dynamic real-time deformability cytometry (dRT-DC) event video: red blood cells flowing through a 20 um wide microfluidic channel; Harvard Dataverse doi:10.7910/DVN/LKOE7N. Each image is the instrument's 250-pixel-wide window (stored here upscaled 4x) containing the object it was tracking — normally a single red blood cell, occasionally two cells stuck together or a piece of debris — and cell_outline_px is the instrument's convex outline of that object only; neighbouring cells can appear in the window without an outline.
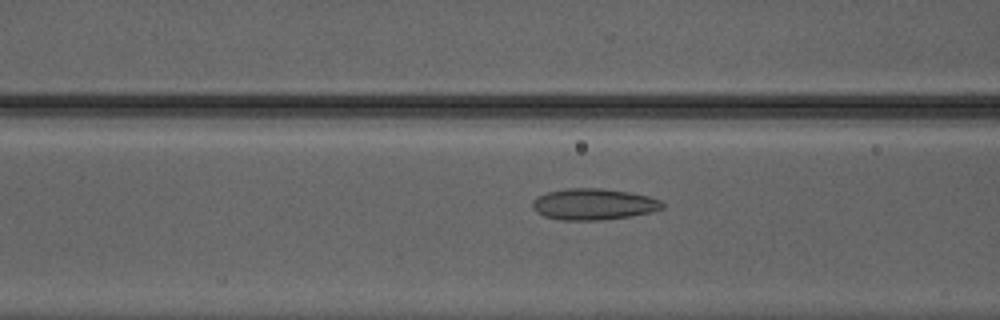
{"species": "Egyptian fruit bat (a non-hibernating species)", "species_latin": "Rousettus aegyptiacus", "temperature_condition": "warm", "stored_images_in_passage": 40, "camera_frame_rate_fps": 3000, "um_per_image_px": 0.085, "animal": {"sex": "male"}, "frame": {"image": 1, "passage_image": 11, "time_ms": 3.333, "image_size_px": [1000, 320], "cell_outline_px": [[664, 208], [652, 212], [632, 216], [600, 220], [560, 220], [544, 216], [536, 212], [532, 208], [532, 200], [536, 196], [548, 192], [568, 188], [604, 188], [628, 192], [648, 196], [660, 200], [664, 204]], "centroid_in_image_um": [50.44, 17.36], "position_along_channel_um": 116.2, "area_um2": 23.87}}
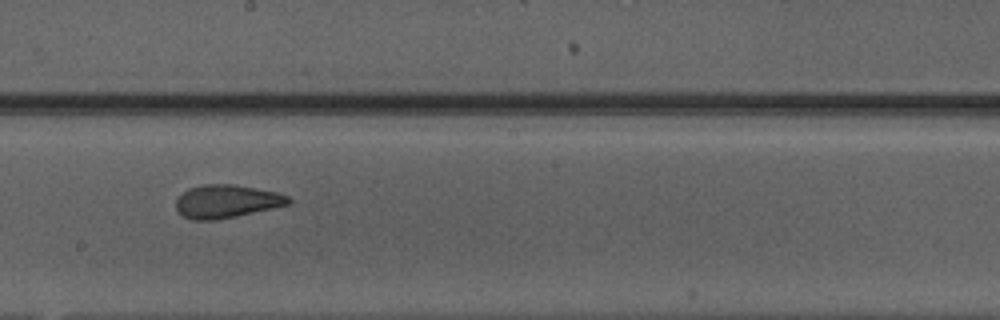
{"frame": {"image": 2, "passage_image": 19, "time_ms": 6.0, "image_size_px": [1000, 320], "cell_outline_px": [[292, 204], [236, 216], [216, 220], [192, 220], [184, 216], [176, 208], [176, 200], [184, 192], [192, 188], [204, 184], [232, 184], [276, 192], [288, 196], [292, 200]], "centroid_in_image_um": [19.29, 17.12], "position_along_channel_um": 228.9, "area_um2": 21.5}}
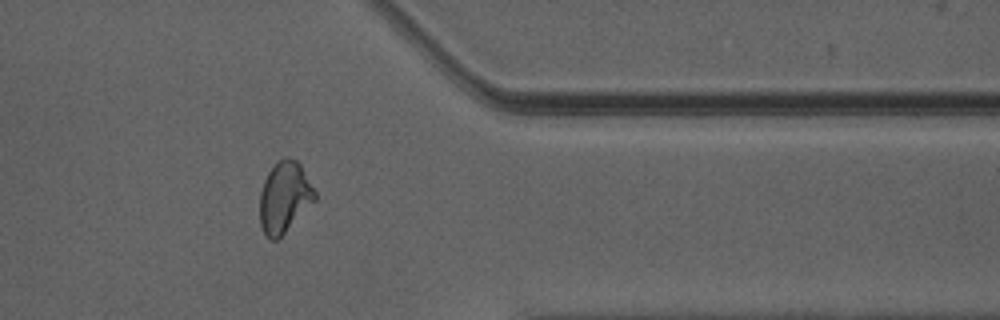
{"frame": {"image": 3, "passage_image": 31, "time_ms": 10.0, "image_size_px": [1000, 320], "cell_outline_px": [[316, 200], [276, 240], [272, 240], [264, 232], [260, 224], [260, 192], [264, 180], [268, 172], [284, 156], [288, 156], [296, 160], [300, 164], [316, 192]], "centroid_in_image_um": [24.18, 16.73], "position_along_channel_um": 387.2, "area_um2": 22.43}, "authors_computed_cell_mechanics": {"area_um2": 22.3975, "velocity_mm_per_s": 4.2328, "shape_relaxation_time_tau1_ms": 7.4808, "shape_relaxation_time_tau2_ms": 1.1916, "deformation_change_tau1": 0.2051, "deformation_change_tau2": 0.0648}}